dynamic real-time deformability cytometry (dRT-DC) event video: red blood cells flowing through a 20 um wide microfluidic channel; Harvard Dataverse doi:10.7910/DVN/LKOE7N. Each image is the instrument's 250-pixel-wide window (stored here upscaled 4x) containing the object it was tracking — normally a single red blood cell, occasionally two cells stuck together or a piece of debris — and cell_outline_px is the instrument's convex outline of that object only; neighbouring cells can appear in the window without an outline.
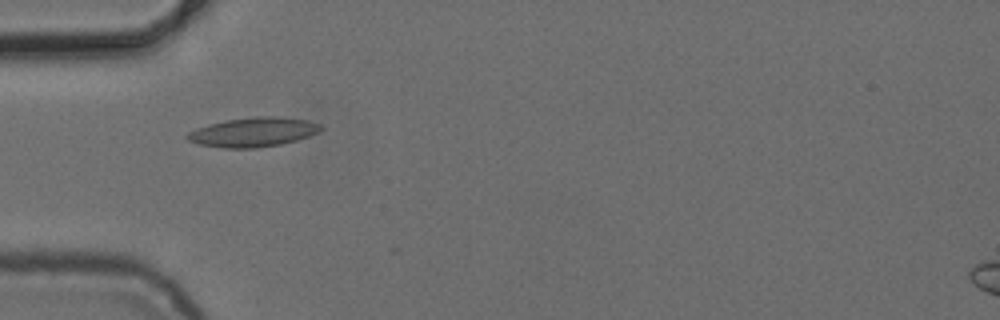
{"species": "common noctule bat (a hibernating species)", "species_latin": "Nyctalus noctula", "temperature_condition": "cold", "stored_images_in_passage": 4, "camera_frame_rate_fps": 3000, "um_per_image_px": 0.085, "animal": {"sex": "female", "body_mass_g": 24.6, "forearm_length_mm": 56.2}, "frame": {"image": 1, "passage_image": 2, "time_ms": 1.0, "image_size_px": [1000, 320], "cell_outline_px": [[324, 128], [320, 132], [296, 140], [280, 144], [256, 148], [224, 148], [196, 144], [188, 140], [184, 136], [188, 132], [196, 128], [208, 124], [228, 120], [256, 116], [276, 116], [308, 120], [320, 124]], "centroid_in_image_um": [21.51, 11.23], "position_along_channel_um": 63.5, "area_um2": 22.95}}
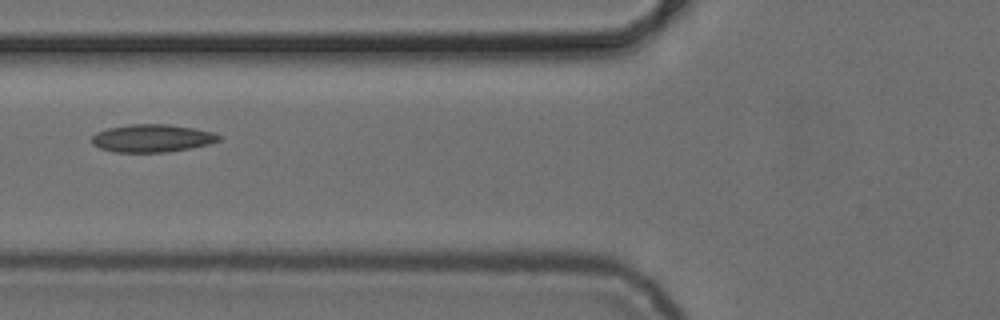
{"frame": {"image": 2, "passage_image": 3, "time_ms": 2.333, "image_size_px": [1000, 320], "cell_outline_px": [[220, 140], [208, 144], [192, 148], [168, 152], [112, 152], [100, 148], [92, 144], [92, 136], [96, 132], [108, 128], [128, 124], [168, 124], [192, 128], [212, 132], [220, 136]], "centroid_in_image_um": [12.89, 11.75], "position_along_channel_um": 112.9, "area_um2": 20.58}}
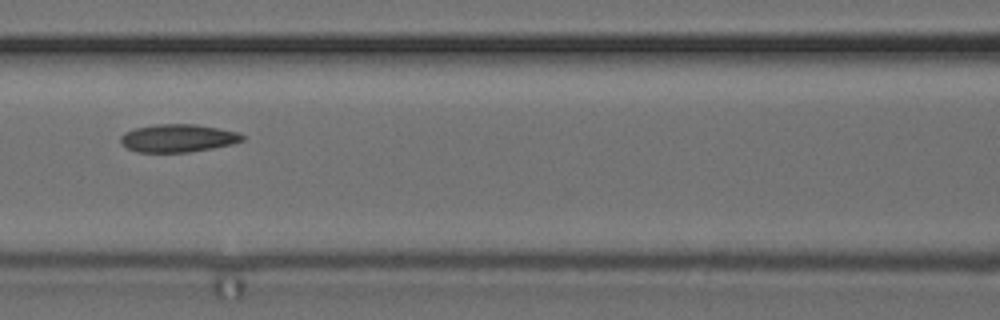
{"frame": {"image": 3, "passage_image": 4, "time_ms": 3.333, "image_size_px": [1000, 320], "cell_outline_px": [[244, 140], [232, 144], [212, 148], [188, 152], [136, 152], [128, 148], [120, 140], [120, 136], [124, 132], [136, 128], [156, 124], [196, 124], [236, 132], [244, 136]], "centroid_in_image_um": [15.11, 11.74], "position_along_channel_um": 151.5, "area_um2": 19.59}}